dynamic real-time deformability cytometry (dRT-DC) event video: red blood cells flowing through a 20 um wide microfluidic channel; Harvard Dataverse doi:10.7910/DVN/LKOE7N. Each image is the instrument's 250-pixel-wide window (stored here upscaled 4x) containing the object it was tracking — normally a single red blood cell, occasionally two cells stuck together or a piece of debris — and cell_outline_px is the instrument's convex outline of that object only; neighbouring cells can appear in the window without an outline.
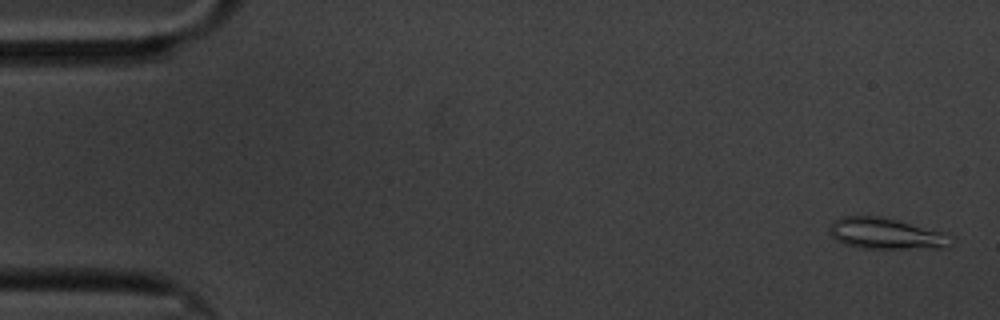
{"species": "common noctule bat (a hibernating species)", "species_latin": "Nyctalus noctula", "temperature_condition": "cold", "stored_images_in_passage": 17, "camera_frame_rate_fps": 3000, "um_per_image_px": 0.085, "animal": {"sex": "male", "body_mass_g": 20.1, "forearm_length_mm": 53.5}, "frame": {"image": 1, "passage_image": 2, "time_ms": 0.333, "image_size_px": [1000, 320], "cell_outline_px": [[956, 240], [944, 248], [860, 248], [844, 244], [836, 240], [832, 236], [828, 228], [840, 216], [880, 216], [896, 220], [940, 232], [952, 236]], "centroid_in_image_um": [75.29, 19.87], "position_along_channel_um": 9.7, "area_um2": 21.79}}
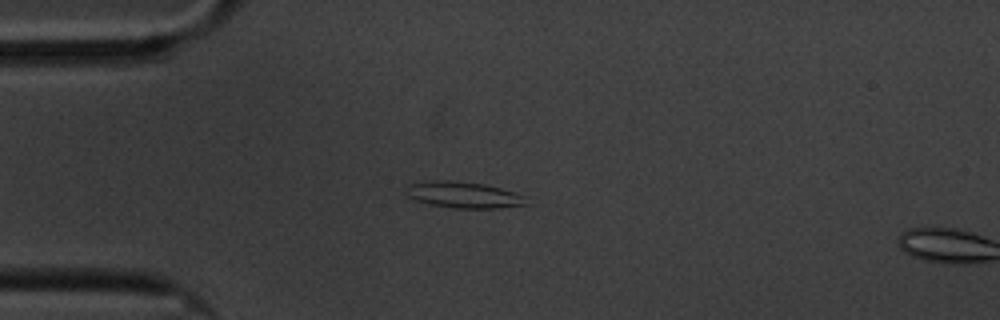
{"frame": {"image": 2, "passage_image": 15, "time_ms": 4.667, "image_size_px": [1000, 320], "cell_outline_px": [[528, 204], [500, 208], [452, 208], [432, 204], [416, 200], [408, 196], [404, 192], [408, 184], [440, 180], [444, 180], [484, 184], [500, 188], [524, 196]], "centroid_in_image_um": [39.39, 16.57], "position_along_channel_um": 45.6, "area_um2": 18.09}}